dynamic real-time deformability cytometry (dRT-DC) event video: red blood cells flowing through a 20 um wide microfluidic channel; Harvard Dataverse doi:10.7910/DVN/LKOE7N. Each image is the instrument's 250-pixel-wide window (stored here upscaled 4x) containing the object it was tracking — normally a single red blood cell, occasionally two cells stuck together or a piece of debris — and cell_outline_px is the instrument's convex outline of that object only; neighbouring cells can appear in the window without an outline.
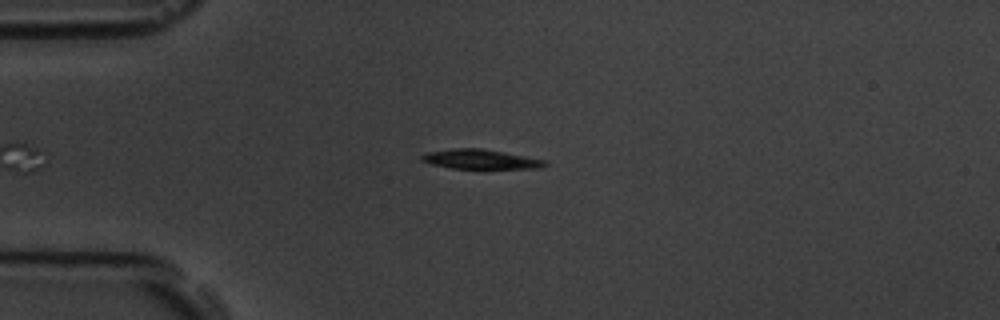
{"species": "common noctule bat (a hibernating species)", "species_latin": "Nyctalus noctula", "temperature_condition": "room temperature", "stored_images_in_passage": 3, "camera_frame_rate_fps": 3000, "um_per_image_px": 0.085, "animal": {"sex": "male", "body_mass_g": 19.5, "forearm_length_mm": 54.6}, "frame": {"image": 1, "passage_image": 3, "time_ms": 2.333, "image_size_px": [1000, 320], "cell_outline_px": [[548, 164], [540, 168], [484, 172], [480, 172], [452, 168], [432, 164], [420, 160], [420, 156], [424, 152], [456, 148], [480, 148], [504, 152], [548, 160]], "centroid_in_image_um": [40.92, 13.6], "position_along_channel_um": 44.1, "area_um2": 15.37}}